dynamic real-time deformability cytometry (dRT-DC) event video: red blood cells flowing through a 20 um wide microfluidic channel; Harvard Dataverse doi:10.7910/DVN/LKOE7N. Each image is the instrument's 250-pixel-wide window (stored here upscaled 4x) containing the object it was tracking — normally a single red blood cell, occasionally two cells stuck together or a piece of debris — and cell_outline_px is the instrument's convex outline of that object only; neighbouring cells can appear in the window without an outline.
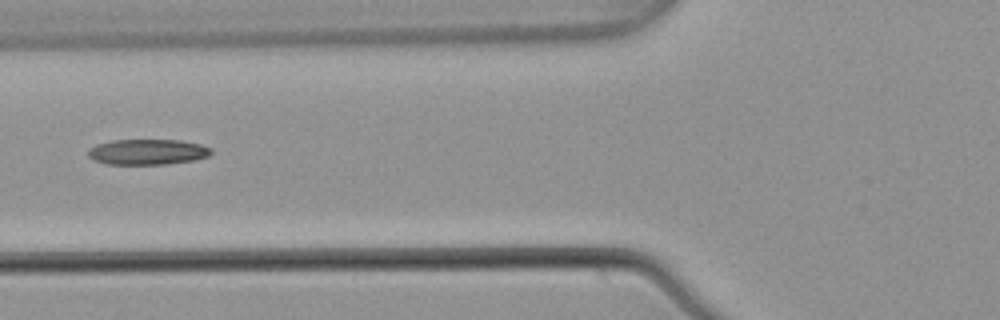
{"species": "common noctule bat (a hibernating species)", "species_latin": "Nyctalus noctula", "temperature_condition": "warm", "stored_images_in_passage": 6, "camera_frame_rate_fps": 3000, "um_per_image_px": 0.085, "animal": {"sex": "male", "body_mass_g": 21.5, "forearm_length_mm": 52.0}, "frame": {"image": 1, "passage_image": 6, "time_ms": 1.667, "image_size_px": [1000, 320], "cell_outline_px": [[212, 152], [208, 156], [196, 160], [164, 164], [108, 164], [92, 160], [88, 156], [88, 148], [96, 144], [112, 140], [180, 140], [200, 144], [212, 148]], "centroid_in_image_um": [12.52, 12.91], "position_along_channel_um": 113.3, "area_um2": 18.44}}